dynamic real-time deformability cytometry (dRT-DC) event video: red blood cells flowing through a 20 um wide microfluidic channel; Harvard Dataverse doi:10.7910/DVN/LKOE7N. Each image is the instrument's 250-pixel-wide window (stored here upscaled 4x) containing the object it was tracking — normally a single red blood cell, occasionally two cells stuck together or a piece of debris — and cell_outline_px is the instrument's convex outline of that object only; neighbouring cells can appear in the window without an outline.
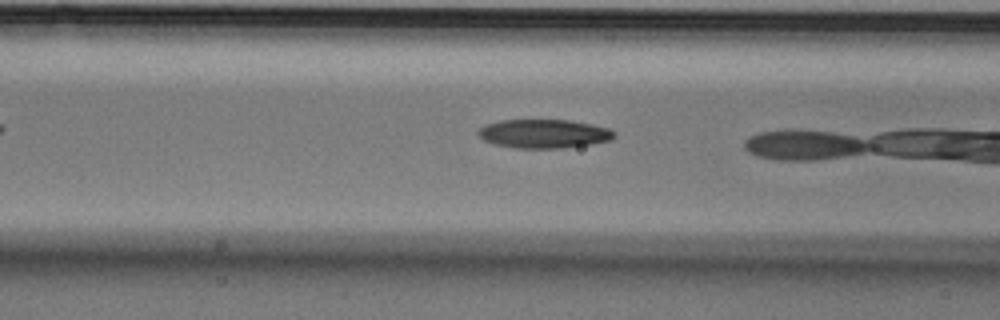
{"species": "Egyptian fruit bat (a non-hibernating species)", "species_latin": "Rousettus aegyptiacus", "temperature_condition": "cold", "stored_images_in_passage": 5, "camera_frame_rate_fps": 3000, "um_per_image_px": 0.085, "animal": {"sex": "male"}, "frame": {"image": 1, "passage_image": 4, "time_ms": 1.0, "image_size_px": [1000, 320], "cell_outline_px": [[616, 136], [612, 140], [592, 144], [560, 148], [516, 148], [492, 144], [484, 140], [476, 132], [480, 128], [488, 124], [500, 120], [568, 120], [592, 124], [608, 128], [616, 132]], "centroid_in_image_um": [46.25, 11.37], "position_along_channel_um": 120.3, "area_um2": 22.89}}